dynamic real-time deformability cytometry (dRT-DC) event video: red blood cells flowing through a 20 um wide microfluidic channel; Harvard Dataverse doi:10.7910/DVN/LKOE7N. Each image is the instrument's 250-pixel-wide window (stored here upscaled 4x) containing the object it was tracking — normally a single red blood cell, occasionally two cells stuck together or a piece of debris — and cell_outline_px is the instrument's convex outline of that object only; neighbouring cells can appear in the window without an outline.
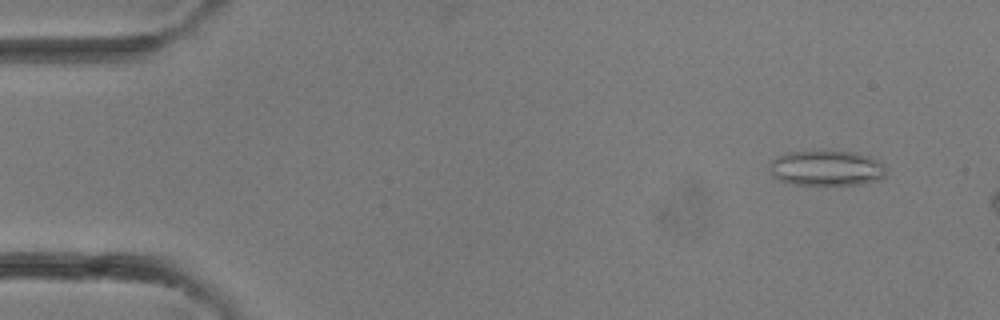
{"species": "common noctule bat (a hibernating species)", "species_latin": "Nyctalus noctula", "temperature_condition": "room temperature", "stored_images_in_passage": 7, "camera_frame_rate_fps": 3000, "um_per_image_px": 0.085, "animal": {"sex": "female"}, "frame": {"image": 1, "passage_image": 3, "time_ms": 0.667, "image_size_px": [1000, 320], "cell_outline_px": [[884, 176], [880, 180], [860, 184], [792, 184], [780, 180], [772, 176], [768, 164], [776, 156], [788, 152], [852, 152], [868, 156], [880, 164], [884, 168]], "centroid_in_image_um": [70.18, 14.3], "position_along_channel_um": 14.8, "area_um2": 23.47}}